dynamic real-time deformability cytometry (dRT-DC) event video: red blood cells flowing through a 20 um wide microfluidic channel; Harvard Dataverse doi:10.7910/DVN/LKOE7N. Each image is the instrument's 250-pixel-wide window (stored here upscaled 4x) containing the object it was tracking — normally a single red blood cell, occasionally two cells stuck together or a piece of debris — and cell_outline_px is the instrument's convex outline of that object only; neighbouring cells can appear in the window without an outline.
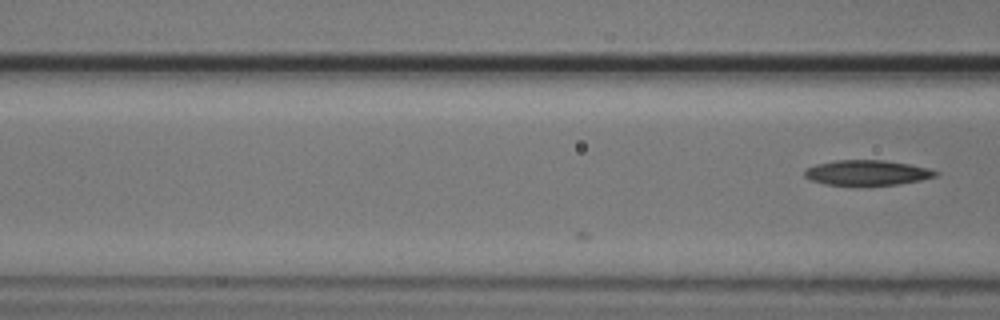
{"species": "common noctule bat (a hibernating species)", "species_latin": "Nyctalus noctula", "temperature_condition": "cold", "stored_images_in_passage": 9, "camera_frame_rate_fps": 3000, "um_per_image_px": 0.085, "animal": {"sex": "male", "body_mass_g": 20.5, "forearm_length_mm": 52.5}, "frame": {"image": 1, "passage_image": 9, "time_ms": 2.667, "image_size_px": [1000, 320], "cell_outline_px": [[940, 172], [936, 176], [920, 180], [900, 184], [860, 188], [824, 184], [808, 180], [804, 176], [804, 168], [816, 164], [836, 160], [884, 160], [908, 164], [928, 168]], "centroid_in_image_um": [73.63, 14.72], "position_along_channel_um": 93.0, "area_um2": 20.11}}